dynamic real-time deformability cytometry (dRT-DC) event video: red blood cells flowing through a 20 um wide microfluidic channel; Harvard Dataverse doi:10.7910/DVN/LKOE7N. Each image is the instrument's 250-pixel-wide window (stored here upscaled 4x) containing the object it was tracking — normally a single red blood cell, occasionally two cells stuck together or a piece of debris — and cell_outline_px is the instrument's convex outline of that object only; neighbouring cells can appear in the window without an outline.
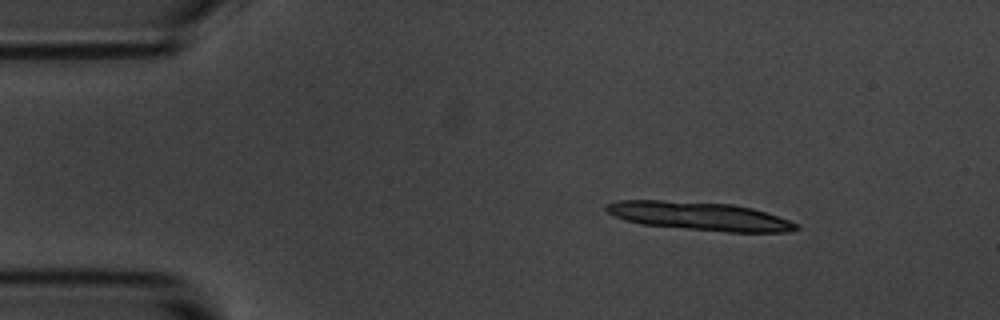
{"species": "common noctule bat (a hibernating species)", "species_latin": "Nyctalus noctula", "temperature_condition": "room temperature", "stored_images_in_passage": 6, "camera_frame_rate_fps": 3000, "um_per_image_px": 0.085, "animal": {"sex": "male", "body_mass_g": 20.1, "forearm_length_mm": 53.5}, "frame": {"image": 1, "passage_image": 2, "time_ms": 1.333, "image_size_px": [1000, 320], "cell_outline_px": [[800, 228], [788, 232], [728, 232], [640, 224], [616, 216], [608, 212], [604, 208], [604, 204], [620, 200], [660, 200], [732, 204], [752, 208], [800, 224]], "centroid_in_image_um": [59.47, 18.37], "position_along_channel_um": 25.5, "area_um2": 31.15}}
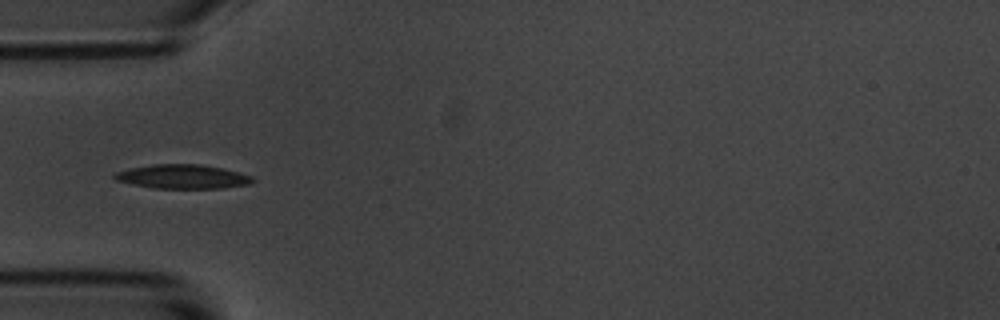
{"frame": {"image": 2, "passage_image": 5, "time_ms": 4.667, "image_size_px": [1000, 320], "cell_outline_px": [[256, 180], [252, 184], [220, 188], [152, 188], [132, 184], [116, 180], [112, 176], [112, 172], [128, 168], [152, 164], [200, 164], [224, 168], [240, 172], [252, 176]], "centroid_in_image_um": [15.52, 15.0], "position_along_channel_um": 69.5, "area_um2": 19.71}}